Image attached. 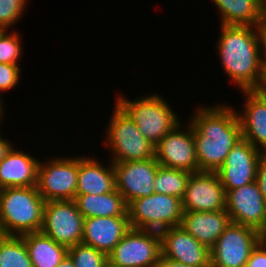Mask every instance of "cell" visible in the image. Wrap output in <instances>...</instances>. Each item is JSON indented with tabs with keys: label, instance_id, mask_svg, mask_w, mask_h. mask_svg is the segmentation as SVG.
Wrapping results in <instances>:
<instances>
[{
	"label": "cell",
	"instance_id": "f1b7e54d",
	"mask_svg": "<svg viewBox=\"0 0 266 267\" xmlns=\"http://www.w3.org/2000/svg\"><path fill=\"white\" fill-rule=\"evenodd\" d=\"M27 4L28 0H0V27L9 30L16 25L25 13Z\"/></svg>",
	"mask_w": 266,
	"mask_h": 267
},
{
	"label": "cell",
	"instance_id": "d6a6232c",
	"mask_svg": "<svg viewBox=\"0 0 266 267\" xmlns=\"http://www.w3.org/2000/svg\"><path fill=\"white\" fill-rule=\"evenodd\" d=\"M259 42H260V51H261V59L266 60V16L264 15L258 25L256 26Z\"/></svg>",
	"mask_w": 266,
	"mask_h": 267
},
{
	"label": "cell",
	"instance_id": "9c48e42d",
	"mask_svg": "<svg viewBox=\"0 0 266 267\" xmlns=\"http://www.w3.org/2000/svg\"><path fill=\"white\" fill-rule=\"evenodd\" d=\"M262 238L254 228L231 222L210 249L211 267H246Z\"/></svg>",
	"mask_w": 266,
	"mask_h": 267
},
{
	"label": "cell",
	"instance_id": "ac0fdd59",
	"mask_svg": "<svg viewBox=\"0 0 266 267\" xmlns=\"http://www.w3.org/2000/svg\"><path fill=\"white\" fill-rule=\"evenodd\" d=\"M245 102L242 110L236 111L242 138L255 148L266 153V96L255 90H242Z\"/></svg>",
	"mask_w": 266,
	"mask_h": 267
},
{
	"label": "cell",
	"instance_id": "5b68a950",
	"mask_svg": "<svg viewBox=\"0 0 266 267\" xmlns=\"http://www.w3.org/2000/svg\"><path fill=\"white\" fill-rule=\"evenodd\" d=\"M106 129L104 145L113 157L112 163L145 160L155 157V146L139 131L137 124L115 102ZM111 150V151H110Z\"/></svg>",
	"mask_w": 266,
	"mask_h": 267
},
{
	"label": "cell",
	"instance_id": "4fadbf2b",
	"mask_svg": "<svg viewBox=\"0 0 266 267\" xmlns=\"http://www.w3.org/2000/svg\"><path fill=\"white\" fill-rule=\"evenodd\" d=\"M116 190L126 204L154 193V179L160 166L156 158L113 163Z\"/></svg>",
	"mask_w": 266,
	"mask_h": 267
},
{
	"label": "cell",
	"instance_id": "5bb4252c",
	"mask_svg": "<svg viewBox=\"0 0 266 267\" xmlns=\"http://www.w3.org/2000/svg\"><path fill=\"white\" fill-rule=\"evenodd\" d=\"M263 152L243 138L231 148L223 165L216 171L224 191L256 181L257 167Z\"/></svg>",
	"mask_w": 266,
	"mask_h": 267
},
{
	"label": "cell",
	"instance_id": "44dd1931",
	"mask_svg": "<svg viewBox=\"0 0 266 267\" xmlns=\"http://www.w3.org/2000/svg\"><path fill=\"white\" fill-rule=\"evenodd\" d=\"M39 161L31 154L13 147L0 163V189L36 186Z\"/></svg>",
	"mask_w": 266,
	"mask_h": 267
},
{
	"label": "cell",
	"instance_id": "2e32d148",
	"mask_svg": "<svg viewBox=\"0 0 266 267\" xmlns=\"http://www.w3.org/2000/svg\"><path fill=\"white\" fill-rule=\"evenodd\" d=\"M161 256L194 267H211L210 250L182 226L161 230Z\"/></svg>",
	"mask_w": 266,
	"mask_h": 267
},
{
	"label": "cell",
	"instance_id": "ab89813d",
	"mask_svg": "<svg viewBox=\"0 0 266 267\" xmlns=\"http://www.w3.org/2000/svg\"><path fill=\"white\" fill-rule=\"evenodd\" d=\"M264 15L266 16V0H264Z\"/></svg>",
	"mask_w": 266,
	"mask_h": 267
},
{
	"label": "cell",
	"instance_id": "ffe728a7",
	"mask_svg": "<svg viewBox=\"0 0 266 267\" xmlns=\"http://www.w3.org/2000/svg\"><path fill=\"white\" fill-rule=\"evenodd\" d=\"M230 223L231 220L226 210L183 211L180 226L210 250Z\"/></svg>",
	"mask_w": 266,
	"mask_h": 267
},
{
	"label": "cell",
	"instance_id": "4dcf8cb0",
	"mask_svg": "<svg viewBox=\"0 0 266 267\" xmlns=\"http://www.w3.org/2000/svg\"><path fill=\"white\" fill-rule=\"evenodd\" d=\"M246 267H266V243L263 240L252 250Z\"/></svg>",
	"mask_w": 266,
	"mask_h": 267
},
{
	"label": "cell",
	"instance_id": "9a60e30c",
	"mask_svg": "<svg viewBox=\"0 0 266 267\" xmlns=\"http://www.w3.org/2000/svg\"><path fill=\"white\" fill-rule=\"evenodd\" d=\"M181 201L183 211L226 210V192L216 172L191 173Z\"/></svg>",
	"mask_w": 266,
	"mask_h": 267
},
{
	"label": "cell",
	"instance_id": "7c38bea8",
	"mask_svg": "<svg viewBox=\"0 0 266 267\" xmlns=\"http://www.w3.org/2000/svg\"><path fill=\"white\" fill-rule=\"evenodd\" d=\"M226 211L232 223L266 234V200L256 181L227 191Z\"/></svg>",
	"mask_w": 266,
	"mask_h": 267
},
{
	"label": "cell",
	"instance_id": "7402d4cb",
	"mask_svg": "<svg viewBox=\"0 0 266 267\" xmlns=\"http://www.w3.org/2000/svg\"><path fill=\"white\" fill-rule=\"evenodd\" d=\"M220 14V24L257 26L264 16V0H212Z\"/></svg>",
	"mask_w": 266,
	"mask_h": 267
},
{
	"label": "cell",
	"instance_id": "b9f144b4",
	"mask_svg": "<svg viewBox=\"0 0 266 267\" xmlns=\"http://www.w3.org/2000/svg\"><path fill=\"white\" fill-rule=\"evenodd\" d=\"M3 31H4V29L0 27V34H1Z\"/></svg>",
	"mask_w": 266,
	"mask_h": 267
},
{
	"label": "cell",
	"instance_id": "f35d334b",
	"mask_svg": "<svg viewBox=\"0 0 266 267\" xmlns=\"http://www.w3.org/2000/svg\"><path fill=\"white\" fill-rule=\"evenodd\" d=\"M104 267H117V266H114L112 265L109 261L104 265Z\"/></svg>",
	"mask_w": 266,
	"mask_h": 267
},
{
	"label": "cell",
	"instance_id": "ba28073f",
	"mask_svg": "<svg viewBox=\"0 0 266 267\" xmlns=\"http://www.w3.org/2000/svg\"><path fill=\"white\" fill-rule=\"evenodd\" d=\"M161 256L160 233L131 228L108 255L117 267H155Z\"/></svg>",
	"mask_w": 266,
	"mask_h": 267
},
{
	"label": "cell",
	"instance_id": "d590c367",
	"mask_svg": "<svg viewBox=\"0 0 266 267\" xmlns=\"http://www.w3.org/2000/svg\"><path fill=\"white\" fill-rule=\"evenodd\" d=\"M155 267H194V266H189L160 256L158 263L155 265Z\"/></svg>",
	"mask_w": 266,
	"mask_h": 267
},
{
	"label": "cell",
	"instance_id": "484cf974",
	"mask_svg": "<svg viewBox=\"0 0 266 267\" xmlns=\"http://www.w3.org/2000/svg\"><path fill=\"white\" fill-rule=\"evenodd\" d=\"M0 267H33L21 236L0 235Z\"/></svg>",
	"mask_w": 266,
	"mask_h": 267
},
{
	"label": "cell",
	"instance_id": "e0dca14e",
	"mask_svg": "<svg viewBox=\"0 0 266 267\" xmlns=\"http://www.w3.org/2000/svg\"><path fill=\"white\" fill-rule=\"evenodd\" d=\"M130 229L129 217L85 218L81 243L108 256Z\"/></svg>",
	"mask_w": 266,
	"mask_h": 267
},
{
	"label": "cell",
	"instance_id": "8992f818",
	"mask_svg": "<svg viewBox=\"0 0 266 267\" xmlns=\"http://www.w3.org/2000/svg\"><path fill=\"white\" fill-rule=\"evenodd\" d=\"M127 213L131 228L160 232L181 225L182 201L175 196L154 192L131 201Z\"/></svg>",
	"mask_w": 266,
	"mask_h": 267
},
{
	"label": "cell",
	"instance_id": "603a6c76",
	"mask_svg": "<svg viewBox=\"0 0 266 267\" xmlns=\"http://www.w3.org/2000/svg\"><path fill=\"white\" fill-rule=\"evenodd\" d=\"M74 201L84 218L128 217V205L116 188L101 195H76Z\"/></svg>",
	"mask_w": 266,
	"mask_h": 267
},
{
	"label": "cell",
	"instance_id": "6da1fadb",
	"mask_svg": "<svg viewBox=\"0 0 266 267\" xmlns=\"http://www.w3.org/2000/svg\"><path fill=\"white\" fill-rule=\"evenodd\" d=\"M236 110L226 103L194 110L189 123L193 126L198 172H216L242 139Z\"/></svg>",
	"mask_w": 266,
	"mask_h": 267
},
{
	"label": "cell",
	"instance_id": "277c9868",
	"mask_svg": "<svg viewBox=\"0 0 266 267\" xmlns=\"http://www.w3.org/2000/svg\"><path fill=\"white\" fill-rule=\"evenodd\" d=\"M136 100H129L118 95L115 102L137 124L139 131L154 146L179 123V116L174 113L169 103L158 93L143 95Z\"/></svg>",
	"mask_w": 266,
	"mask_h": 267
},
{
	"label": "cell",
	"instance_id": "e575fe53",
	"mask_svg": "<svg viewBox=\"0 0 266 267\" xmlns=\"http://www.w3.org/2000/svg\"><path fill=\"white\" fill-rule=\"evenodd\" d=\"M2 131L0 133V163L3 161V159L7 156V154L11 151L14 145H12L11 142L7 140V138H3L1 135Z\"/></svg>",
	"mask_w": 266,
	"mask_h": 267
},
{
	"label": "cell",
	"instance_id": "52a82bcc",
	"mask_svg": "<svg viewBox=\"0 0 266 267\" xmlns=\"http://www.w3.org/2000/svg\"><path fill=\"white\" fill-rule=\"evenodd\" d=\"M77 182L78 156L39 161L36 188L45 202L74 200Z\"/></svg>",
	"mask_w": 266,
	"mask_h": 267
},
{
	"label": "cell",
	"instance_id": "8fae6325",
	"mask_svg": "<svg viewBox=\"0 0 266 267\" xmlns=\"http://www.w3.org/2000/svg\"><path fill=\"white\" fill-rule=\"evenodd\" d=\"M184 128L179 123L155 146V158L160 166L198 172L193 126L188 122Z\"/></svg>",
	"mask_w": 266,
	"mask_h": 267
},
{
	"label": "cell",
	"instance_id": "8d00e7d4",
	"mask_svg": "<svg viewBox=\"0 0 266 267\" xmlns=\"http://www.w3.org/2000/svg\"><path fill=\"white\" fill-rule=\"evenodd\" d=\"M57 267H75V266H74V262L72 261L70 256L67 254Z\"/></svg>",
	"mask_w": 266,
	"mask_h": 267
},
{
	"label": "cell",
	"instance_id": "7a4b0ae2",
	"mask_svg": "<svg viewBox=\"0 0 266 267\" xmlns=\"http://www.w3.org/2000/svg\"><path fill=\"white\" fill-rule=\"evenodd\" d=\"M217 53L224 73L242 90H254L261 77V51L257 28L220 24Z\"/></svg>",
	"mask_w": 266,
	"mask_h": 267
},
{
	"label": "cell",
	"instance_id": "3957f363",
	"mask_svg": "<svg viewBox=\"0 0 266 267\" xmlns=\"http://www.w3.org/2000/svg\"><path fill=\"white\" fill-rule=\"evenodd\" d=\"M44 204L36 186L0 189V235L22 236L41 231Z\"/></svg>",
	"mask_w": 266,
	"mask_h": 267
},
{
	"label": "cell",
	"instance_id": "cb8c5ba5",
	"mask_svg": "<svg viewBox=\"0 0 266 267\" xmlns=\"http://www.w3.org/2000/svg\"><path fill=\"white\" fill-rule=\"evenodd\" d=\"M33 267H57L68 254V248L58 244L41 231L21 236Z\"/></svg>",
	"mask_w": 266,
	"mask_h": 267
},
{
	"label": "cell",
	"instance_id": "30bf717a",
	"mask_svg": "<svg viewBox=\"0 0 266 267\" xmlns=\"http://www.w3.org/2000/svg\"><path fill=\"white\" fill-rule=\"evenodd\" d=\"M84 219L74 200L47 201L41 232L70 248L82 242Z\"/></svg>",
	"mask_w": 266,
	"mask_h": 267
},
{
	"label": "cell",
	"instance_id": "836d02e7",
	"mask_svg": "<svg viewBox=\"0 0 266 267\" xmlns=\"http://www.w3.org/2000/svg\"><path fill=\"white\" fill-rule=\"evenodd\" d=\"M254 90L257 93L266 96V60H262L260 81Z\"/></svg>",
	"mask_w": 266,
	"mask_h": 267
},
{
	"label": "cell",
	"instance_id": "d6986e66",
	"mask_svg": "<svg viewBox=\"0 0 266 267\" xmlns=\"http://www.w3.org/2000/svg\"><path fill=\"white\" fill-rule=\"evenodd\" d=\"M103 166L93 157L78 156V182L76 195H101L116 188L115 169L112 162Z\"/></svg>",
	"mask_w": 266,
	"mask_h": 267
},
{
	"label": "cell",
	"instance_id": "60d3db41",
	"mask_svg": "<svg viewBox=\"0 0 266 267\" xmlns=\"http://www.w3.org/2000/svg\"><path fill=\"white\" fill-rule=\"evenodd\" d=\"M262 240L266 243V234L263 235Z\"/></svg>",
	"mask_w": 266,
	"mask_h": 267
},
{
	"label": "cell",
	"instance_id": "1f68e13d",
	"mask_svg": "<svg viewBox=\"0 0 266 267\" xmlns=\"http://www.w3.org/2000/svg\"><path fill=\"white\" fill-rule=\"evenodd\" d=\"M256 182L263 198L266 200V153H263L259 159Z\"/></svg>",
	"mask_w": 266,
	"mask_h": 267
},
{
	"label": "cell",
	"instance_id": "74e56055",
	"mask_svg": "<svg viewBox=\"0 0 266 267\" xmlns=\"http://www.w3.org/2000/svg\"><path fill=\"white\" fill-rule=\"evenodd\" d=\"M1 97H2V94L0 95V122H2L1 120L4 118V115H5L3 113L5 110L3 109L4 106H3V103H2L3 100H2Z\"/></svg>",
	"mask_w": 266,
	"mask_h": 267
},
{
	"label": "cell",
	"instance_id": "4316f807",
	"mask_svg": "<svg viewBox=\"0 0 266 267\" xmlns=\"http://www.w3.org/2000/svg\"><path fill=\"white\" fill-rule=\"evenodd\" d=\"M68 255L75 267H104L108 256L92 246L83 243L68 248Z\"/></svg>",
	"mask_w": 266,
	"mask_h": 267
},
{
	"label": "cell",
	"instance_id": "d4e9b609",
	"mask_svg": "<svg viewBox=\"0 0 266 267\" xmlns=\"http://www.w3.org/2000/svg\"><path fill=\"white\" fill-rule=\"evenodd\" d=\"M190 175V172L184 170L159 166L154 179V192L175 196L182 200Z\"/></svg>",
	"mask_w": 266,
	"mask_h": 267
},
{
	"label": "cell",
	"instance_id": "f546056e",
	"mask_svg": "<svg viewBox=\"0 0 266 267\" xmlns=\"http://www.w3.org/2000/svg\"><path fill=\"white\" fill-rule=\"evenodd\" d=\"M20 76L19 65L0 63V94L16 87L22 78Z\"/></svg>",
	"mask_w": 266,
	"mask_h": 267
},
{
	"label": "cell",
	"instance_id": "83f0119b",
	"mask_svg": "<svg viewBox=\"0 0 266 267\" xmlns=\"http://www.w3.org/2000/svg\"><path fill=\"white\" fill-rule=\"evenodd\" d=\"M21 35L16 30H4L0 34V63L19 65L22 55Z\"/></svg>",
	"mask_w": 266,
	"mask_h": 267
}]
</instances>
